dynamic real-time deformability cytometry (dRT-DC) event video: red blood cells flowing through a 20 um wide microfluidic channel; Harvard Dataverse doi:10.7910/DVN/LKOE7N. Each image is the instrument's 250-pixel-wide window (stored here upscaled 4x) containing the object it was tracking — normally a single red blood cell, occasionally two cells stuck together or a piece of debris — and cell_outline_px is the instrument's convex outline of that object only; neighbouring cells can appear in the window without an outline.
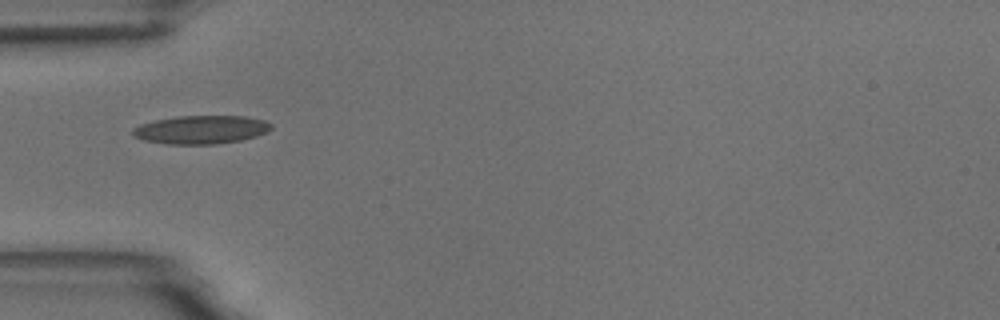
{"species": "common noctule bat (a hibernating species)", "species_latin": "Nyctalus noctula", "temperature_condition": "room temperature", "stored_images_in_passage": 39, "camera_frame_rate_fps": 3000, "um_per_image_px": 0.085, "animal": {"sex": "male", "body_mass_g": 18.8}, "frame": {"image": 1, "passage_image": 1, "time_ms": 0.0, "image_size_px": [1000, 320], "cell_outline_px": [[272, 128], [268, 132], [256, 136], [240, 140], [216, 144], [168, 144], [144, 140], [132, 136], [132, 128], [140, 124], [156, 120], [176, 116], [244, 116], [264, 120], [272, 124]], "centroid_in_image_um": [17.08, 11.02], "position_along_channel_um": 67.9, "area_um2": 22.95}}
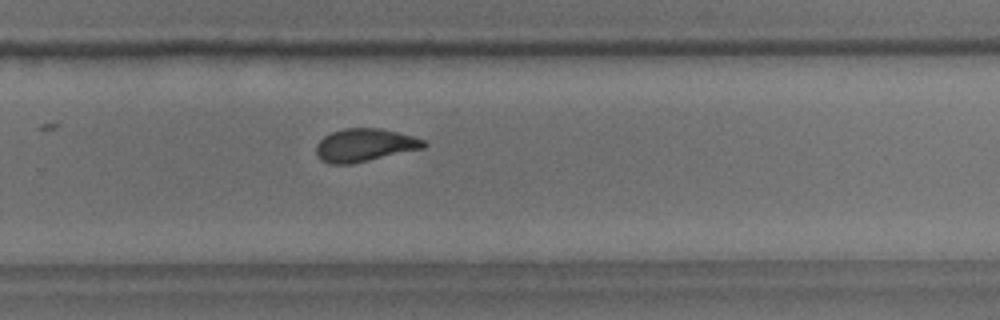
{"frame": {"image": 2, "passage_image": 20, "time_ms": 6.333, "image_size_px": [1000, 320], "cell_outline_px": [[428, 144], [424, 148], [352, 164], [328, 164], [320, 160], [316, 152], [316, 144], [324, 136], [332, 132], [344, 128], [380, 128], [412, 136], [424, 140]], "centroid_in_image_um": [30.97, 12.34], "position_along_channel_um": 298.8, "area_um2": 20.69}}
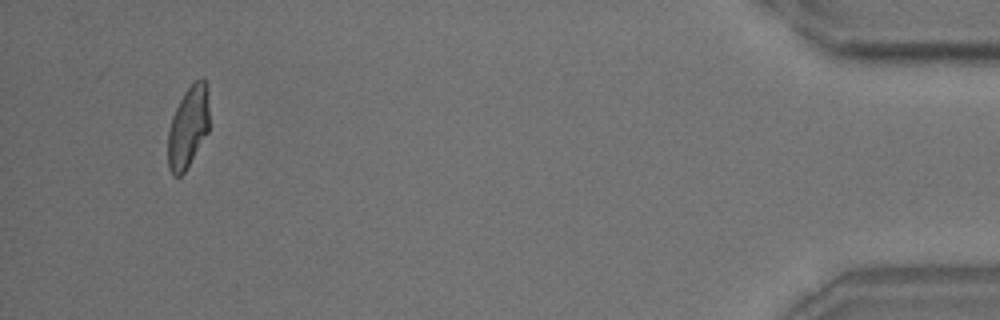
{"frame": {"image": 3, "passage_image": 36, "time_ms": 11.667, "image_size_px": [1000, 320], "cell_outline_px": [[208, 132], [184, 172], [180, 176], [172, 176], [168, 168], [168, 132], [172, 116], [184, 92], [200, 76], [204, 76], [208, 92]], "centroid_in_image_um": [15.99, 10.79], "position_along_channel_um": 419.2, "area_um2": 19.59}, "authors_computed_cell_mechanics": {"area_um2": 20.6924, "velocity_mm_per_s": 3.6438, "shape_relaxation_time_tau1_ms": 6.9924, "shape_relaxation_time_tau2_ms": 1.7451, "deformation_change_tau1": 0.1778, "deformation_change_tau2": 0.0785}}